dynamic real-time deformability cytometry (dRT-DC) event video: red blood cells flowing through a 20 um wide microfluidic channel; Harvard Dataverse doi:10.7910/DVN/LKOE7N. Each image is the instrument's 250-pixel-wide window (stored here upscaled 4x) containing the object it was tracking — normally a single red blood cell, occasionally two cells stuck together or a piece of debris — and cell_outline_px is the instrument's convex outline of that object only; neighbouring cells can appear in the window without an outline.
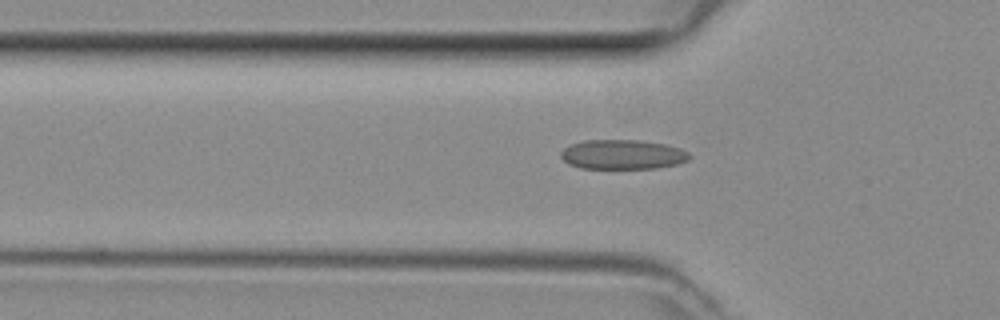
{"species": "common noctule bat (a hibernating species)", "species_latin": "Nyctalus noctula", "temperature_condition": "room temperature", "stored_images_in_passage": 36, "camera_frame_rate_fps": 3000, "um_per_image_px": 0.085, "animal": {"sex": "female", "body_mass_g": 29.2, "forearm_length_mm": 56.3}, "frame": {"image": 1, "passage_image": 8, "time_ms": 2.333, "image_size_px": [1000, 320], "cell_outline_px": [[692, 156], [688, 160], [676, 164], [656, 168], [580, 168], [568, 164], [560, 156], [560, 152], [564, 148], [572, 144], [584, 140], [640, 140], [664, 144], [680, 148], [688, 152]], "centroid_in_image_um": [52.91, 13.13], "position_along_channel_um": 72.9, "area_um2": 22.14}}
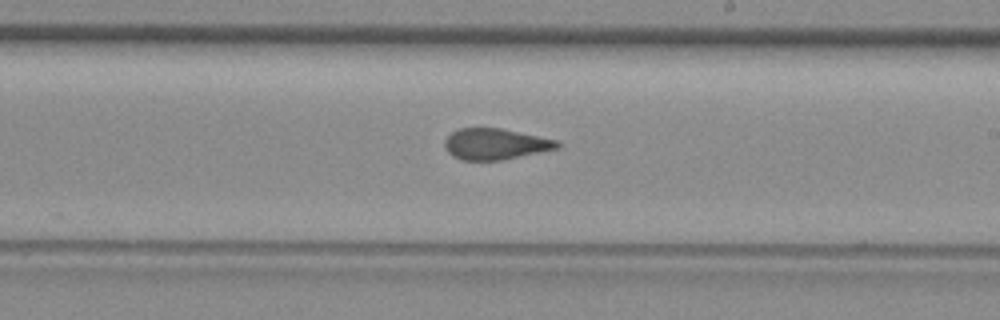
{"frame": {"image": 2, "passage_image": 20, "time_ms": 6.333, "image_size_px": [1000, 320], "cell_outline_px": [[560, 148], [504, 160], [464, 160], [452, 156], [444, 148], [444, 140], [452, 132], [460, 128], [500, 128], [556, 140], [560, 144]], "centroid_in_image_um": [42.09, 12.25], "position_along_channel_um": 246.9, "area_um2": 20.35}}
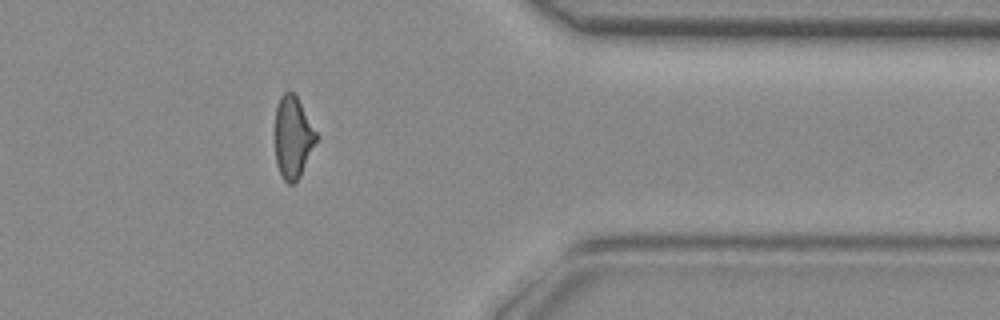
{"frame": {"image": 3, "passage_image": 31, "time_ms": 10.0, "image_size_px": [1000, 320], "cell_outline_px": [[316, 140], [300, 176], [292, 184], [288, 184], [284, 180], [276, 164], [276, 108], [280, 96], [284, 92], [292, 92], [296, 96], [316, 132]], "centroid_in_image_um": [24.87, 11.67], "position_along_channel_um": 386.5, "area_um2": 19.02}}